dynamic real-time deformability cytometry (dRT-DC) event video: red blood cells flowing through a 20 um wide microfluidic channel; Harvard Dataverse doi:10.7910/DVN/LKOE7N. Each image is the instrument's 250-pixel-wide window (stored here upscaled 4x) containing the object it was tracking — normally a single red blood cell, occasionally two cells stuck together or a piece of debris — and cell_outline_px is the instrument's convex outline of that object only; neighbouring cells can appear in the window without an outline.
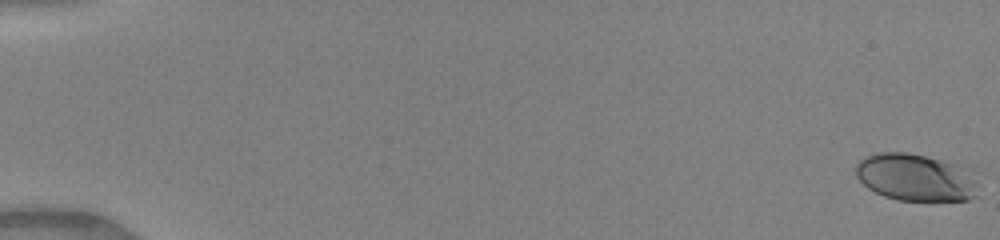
{"species": "human", "species_latin": "Homo sapiens", "temperature_condition": "warm", "stored_images_in_passage": 51, "camera_frame_rate_fps": 3000, "um_per_image_px": 0.085, "donor": {"sex": "female"}, "frame": {"image": 1, "passage_image": 1, "time_ms": 0.0, "image_size_px": [1000, 240], "cell_outline_px": [[984, 176], [976, 196], [968, 200], [896, 200], [884, 196], [868, 188], [856, 176], [856, 164], [864, 156], [876, 152], [908, 152], [976, 164], [984, 172]], "centroid_in_image_um": [78.12, 15.02], "position_along_channel_um": 6.9, "area_um2": 36.3}}
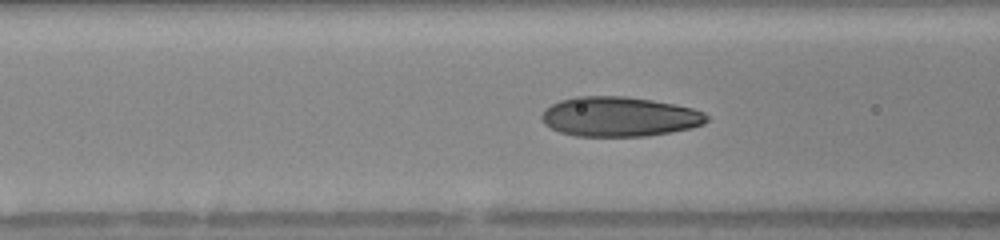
{"frame": {"image": 2, "passage_image": 22, "time_ms": 7.0, "image_size_px": [1000, 240], "cell_outline_px": [[708, 120], [704, 124], [692, 128], [644, 136], [576, 136], [560, 132], [544, 124], [540, 116], [544, 108], [560, 100], [576, 96], [624, 96], [652, 100], [692, 108], [704, 112], [708, 116]], "centroid_in_image_um": [52.62, 9.91], "position_along_channel_um": 114.0, "area_um2": 38.21}}
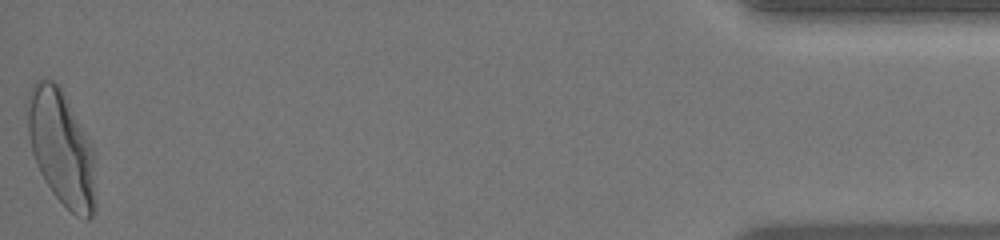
{"frame": {"image": 3, "passage_image": 51, "time_ms": 16.667, "image_size_px": [1000, 240], "cell_outline_px": [[96, 212], [88, 220], [76, 216], [52, 192], [44, 180], [40, 172], [32, 152], [28, 132], [24, 104], [28, 92], [32, 84], [36, 80], [52, 80], [60, 84], [92, 144], [96, 204]], "centroid_in_image_um": [5.2, 12.53], "position_along_channel_um": 430.0, "area_um2": 46.36}, "authors_computed_cell_mechanics": {"area_um2": 36.8186, "velocity_mm_per_s": 4.1056, "shape_relaxation_time_tau1_ms": 3.6768, "shape_relaxation_time_tau2_ms": null, "deformation_change_tau1": 0.1703, "deformation_change_tau2": null}}